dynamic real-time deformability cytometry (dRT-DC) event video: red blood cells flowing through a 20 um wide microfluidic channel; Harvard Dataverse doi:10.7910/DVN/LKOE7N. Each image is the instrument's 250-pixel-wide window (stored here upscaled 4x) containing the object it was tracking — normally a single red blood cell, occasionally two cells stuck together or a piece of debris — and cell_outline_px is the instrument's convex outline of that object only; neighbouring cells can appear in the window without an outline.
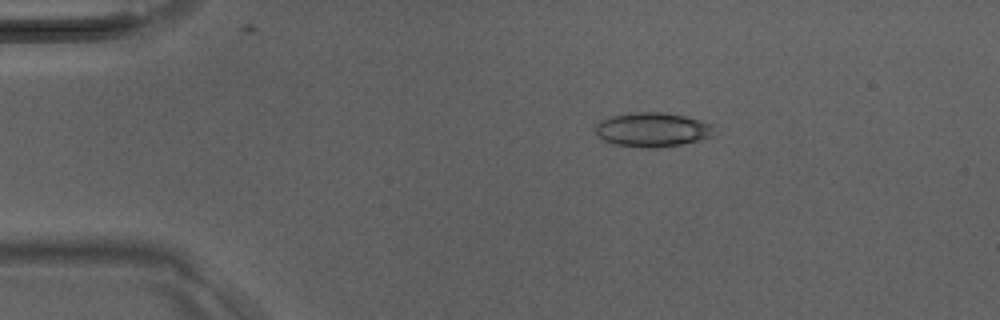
{"species": "Egyptian fruit bat (a non-hibernating species)", "species_latin": "Rousettus aegyptiacus", "temperature_condition": "room temperature", "stored_images_in_passage": 34, "camera_frame_rate_fps": 3000, "um_per_image_px": 0.085, "animal": {"sex": "male"}, "frame": {"image": 1, "passage_image": 1, "time_ms": 0.0, "image_size_px": [1000, 320], "cell_outline_px": [[712, 136], [700, 140], [680, 144], [656, 148], [640, 148], [616, 144], [604, 140], [596, 132], [596, 124], [600, 120], [612, 116], [628, 112], [664, 112], [684, 116], [700, 120], [712, 124]], "centroid_in_image_um": [55.44, 11.01], "position_along_channel_um": 29.6, "area_um2": 23.64}}
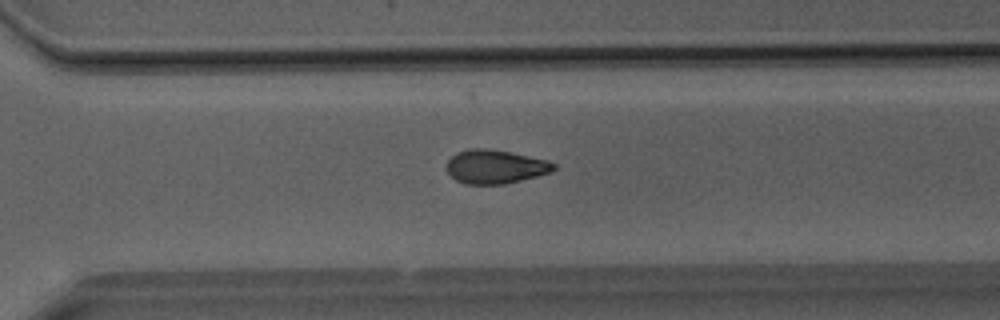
{"frame": {"image": 2, "passage_image": 22, "time_ms": 7.0, "image_size_px": [1000, 320], "cell_outline_px": [[556, 168], [552, 172], [504, 184], [464, 184], [456, 180], [448, 172], [448, 160], [452, 156], [460, 152], [472, 148], [484, 148], [512, 152], [548, 160], [556, 164]], "centroid_in_image_um": [42.14, 14.17], "position_along_channel_um": 328.5, "area_um2": 20.92}}
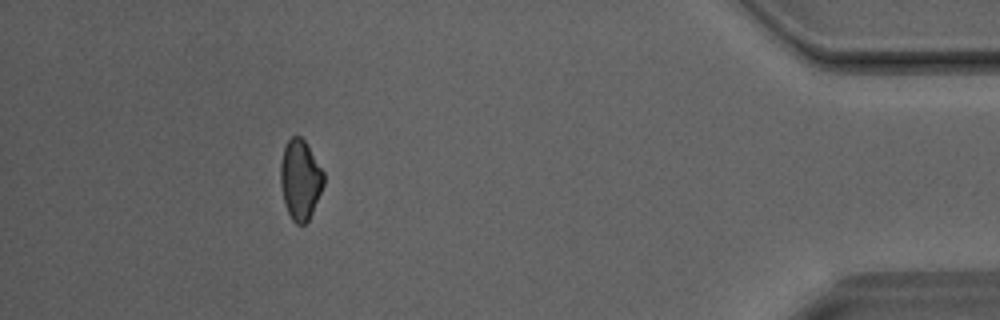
{"frame": {"image": 3, "passage_image": 30, "time_ms": 9.667, "image_size_px": [1000, 320], "cell_outline_px": [[324, 184], [312, 212], [308, 220], [304, 224], [296, 224], [292, 220], [288, 212], [284, 200], [280, 184], [280, 164], [284, 148], [288, 140], [292, 136], [300, 136], [304, 140], [324, 172]], "centroid_in_image_um": [25.51, 15.26], "position_along_channel_um": 409.7, "area_um2": 19.88}}